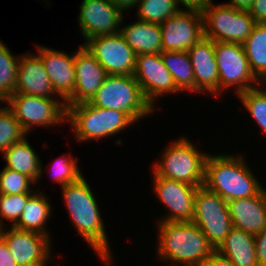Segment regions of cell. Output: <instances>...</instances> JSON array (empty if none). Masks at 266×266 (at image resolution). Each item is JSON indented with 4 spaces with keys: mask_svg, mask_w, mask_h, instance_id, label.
I'll return each mask as SVG.
<instances>
[{
    "mask_svg": "<svg viewBox=\"0 0 266 266\" xmlns=\"http://www.w3.org/2000/svg\"><path fill=\"white\" fill-rule=\"evenodd\" d=\"M73 227L100 257L106 266L113 265L109 236L102 219L100 206L92 188L83 176L78 182L60 188ZM99 206V207H98ZM102 259V260H101Z\"/></svg>",
    "mask_w": 266,
    "mask_h": 266,
    "instance_id": "obj_1",
    "label": "cell"
},
{
    "mask_svg": "<svg viewBox=\"0 0 266 266\" xmlns=\"http://www.w3.org/2000/svg\"><path fill=\"white\" fill-rule=\"evenodd\" d=\"M158 224V225H157ZM157 259L170 266H202L215 251L200 228L191 222H157ZM175 264H174V263Z\"/></svg>",
    "mask_w": 266,
    "mask_h": 266,
    "instance_id": "obj_2",
    "label": "cell"
},
{
    "mask_svg": "<svg viewBox=\"0 0 266 266\" xmlns=\"http://www.w3.org/2000/svg\"><path fill=\"white\" fill-rule=\"evenodd\" d=\"M204 186L225 201L257 195L264 186L248 166L244 155L209 154Z\"/></svg>",
    "mask_w": 266,
    "mask_h": 266,
    "instance_id": "obj_3",
    "label": "cell"
},
{
    "mask_svg": "<svg viewBox=\"0 0 266 266\" xmlns=\"http://www.w3.org/2000/svg\"><path fill=\"white\" fill-rule=\"evenodd\" d=\"M67 119L77 142L102 141L119 135L135 121L125 112L96 107L88 102L66 105Z\"/></svg>",
    "mask_w": 266,
    "mask_h": 266,
    "instance_id": "obj_4",
    "label": "cell"
},
{
    "mask_svg": "<svg viewBox=\"0 0 266 266\" xmlns=\"http://www.w3.org/2000/svg\"><path fill=\"white\" fill-rule=\"evenodd\" d=\"M176 140L162 150L160 160L154 162L152 170L162 178L204 186L206 160L210 153L200 151L190 138L180 136Z\"/></svg>",
    "mask_w": 266,
    "mask_h": 266,
    "instance_id": "obj_5",
    "label": "cell"
},
{
    "mask_svg": "<svg viewBox=\"0 0 266 266\" xmlns=\"http://www.w3.org/2000/svg\"><path fill=\"white\" fill-rule=\"evenodd\" d=\"M88 103L96 107L125 112L136 123L156 111L145 99L133 75H107Z\"/></svg>",
    "mask_w": 266,
    "mask_h": 266,
    "instance_id": "obj_6",
    "label": "cell"
},
{
    "mask_svg": "<svg viewBox=\"0 0 266 266\" xmlns=\"http://www.w3.org/2000/svg\"><path fill=\"white\" fill-rule=\"evenodd\" d=\"M4 103L12 111L26 134H30L29 132L35 126L48 128L62 126L67 122V107L59 98L14 93Z\"/></svg>",
    "mask_w": 266,
    "mask_h": 266,
    "instance_id": "obj_7",
    "label": "cell"
},
{
    "mask_svg": "<svg viewBox=\"0 0 266 266\" xmlns=\"http://www.w3.org/2000/svg\"><path fill=\"white\" fill-rule=\"evenodd\" d=\"M204 36L214 42L243 44L254 25L249 11L238 10L226 3H212L203 12Z\"/></svg>",
    "mask_w": 266,
    "mask_h": 266,
    "instance_id": "obj_8",
    "label": "cell"
},
{
    "mask_svg": "<svg viewBox=\"0 0 266 266\" xmlns=\"http://www.w3.org/2000/svg\"><path fill=\"white\" fill-rule=\"evenodd\" d=\"M192 222L205 234L215 250L233 228L228 202L205 186L198 187L195 192Z\"/></svg>",
    "mask_w": 266,
    "mask_h": 266,
    "instance_id": "obj_9",
    "label": "cell"
},
{
    "mask_svg": "<svg viewBox=\"0 0 266 266\" xmlns=\"http://www.w3.org/2000/svg\"><path fill=\"white\" fill-rule=\"evenodd\" d=\"M214 51L219 71V95L232 89L237 96L260 86L261 83L250 70L242 44L214 42Z\"/></svg>",
    "mask_w": 266,
    "mask_h": 266,
    "instance_id": "obj_10",
    "label": "cell"
},
{
    "mask_svg": "<svg viewBox=\"0 0 266 266\" xmlns=\"http://www.w3.org/2000/svg\"><path fill=\"white\" fill-rule=\"evenodd\" d=\"M83 45L104 67L107 75H133L136 54L120 33L96 36Z\"/></svg>",
    "mask_w": 266,
    "mask_h": 266,
    "instance_id": "obj_11",
    "label": "cell"
},
{
    "mask_svg": "<svg viewBox=\"0 0 266 266\" xmlns=\"http://www.w3.org/2000/svg\"><path fill=\"white\" fill-rule=\"evenodd\" d=\"M7 228H0V236L6 242L17 266H47L51 263L52 237L14 227Z\"/></svg>",
    "mask_w": 266,
    "mask_h": 266,
    "instance_id": "obj_12",
    "label": "cell"
},
{
    "mask_svg": "<svg viewBox=\"0 0 266 266\" xmlns=\"http://www.w3.org/2000/svg\"><path fill=\"white\" fill-rule=\"evenodd\" d=\"M155 196L168 208L157 222H191L194 213V198L198 187L176 180L162 178L152 169Z\"/></svg>",
    "mask_w": 266,
    "mask_h": 266,
    "instance_id": "obj_13",
    "label": "cell"
},
{
    "mask_svg": "<svg viewBox=\"0 0 266 266\" xmlns=\"http://www.w3.org/2000/svg\"><path fill=\"white\" fill-rule=\"evenodd\" d=\"M135 80L140 85L145 99L156 108V99L180 93L171 73L164 65L161 53L136 55ZM155 102V103H154Z\"/></svg>",
    "mask_w": 266,
    "mask_h": 266,
    "instance_id": "obj_14",
    "label": "cell"
},
{
    "mask_svg": "<svg viewBox=\"0 0 266 266\" xmlns=\"http://www.w3.org/2000/svg\"><path fill=\"white\" fill-rule=\"evenodd\" d=\"M77 19L80 35L91 39L101 35H114L120 32L124 23V13L109 0H82Z\"/></svg>",
    "mask_w": 266,
    "mask_h": 266,
    "instance_id": "obj_15",
    "label": "cell"
},
{
    "mask_svg": "<svg viewBox=\"0 0 266 266\" xmlns=\"http://www.w3.org/2000/svg\"><path fill=\"white\" fill-rule=\"evenodd\" d=\"M162 51H188L204 37L203 15L193 10H180L161 25Z\"/></svg>",
    "mask_w": 266,
    "mask_h": 266,
    "instance_id": "obj_16",
    "label": "cell"
},
{
    "mask_svg": "<svg viewBox=\"0 0 266 266\" xmlns=\"http://www.w3.org/2000/svg\"><path fill=\"white\" fill-rule=\"evenodd\" d=\"M195 80V94L219 96V71L215 58L214 41L202 37L187 51Z\"/></svg>",
    "mask_w": 266,
    "mask_h": 266,
    "instance_id": "obj_17",
    "label": "cell"
},
{
    "mask_svg": "<svg viewBox=\"0 0 266 266\" xmlns=\"http://www.w3.org/2000/svg\"><path fill=\"white\" fill-rule=\"evenodd\" d=\"M36 48L55 93L66 102L75 87V52L67 54L38 44Z\"/></svg>",
    "mask_w": 266,
    "mask_h": 266,
    "instance_id": "obj_18",
    "label": "cell"
},
{
    "mask_svg": "<svg viewBox=\"0 0 266 266\" xmlns=\"http://www.w3.org/2000/svg\"><path fill=\"white\" fill-rule=\"evenodd\" d=\"M107 76L104 67L82 44L75 52V87L73 95L65 102L75 105L88 102Z\"/></svg>",
    "mask_w": 266,
    "mask_h": 266,
    "instance_id": "obj_19",
    "label": "cell"
},
{
    "mask_svg": "<svg viewBox=\"0 0 266 266\" xmlns=\"http://www.w3.org/2000/svg\"><path fill=\"white\" fill-rule=\"evenodd\" d=\"M15 93L47 98H60L54 90L44 65L36 53H23L17 68Z\"/></svg>",
    "mask_w": 266,
    "mask_h": 266,
    "instance_id": "obj_20",
    "label": "cell"
},
{
    "mask_svg": "<svg viewBox=\"0 0 266 266\" xmlns=\"http://www.w3.org/2000/svg\"><path fill=\"white\" fill-rule=\"evenodd\" d=\"M233 227L253 236L266 227V188L257 195L228 201Z\"/></svg>",
    "mask_w": 266,
    "mask_h": 266,
    "instance_id": "obj_21",
    "label": "cell"
},
{
    "mask_svg": "<svg viewBox=\"0 0 266 266\" xmlns=\"http://www.w3.org/2000/svg\"><path fill=\"white\" fill-rule=\"evenodd\" d=\"M132 23L122 25L120 34L126 43L139 54H158L162 52V32L159 24L136 19ZM126 25V26H125Z\"/></svg>",
    "mask_w": 266,
    "mask_h": 266,
    "instance_id": "obj_22",
    "label": "cell"
},
{
    "mask_svg": "<svg viewBox=\"0 0 266 266\" xmlns=\"http://www.w3.org/2000/svg\"><path fill=\"white\" fill-rule=\"evenodd\" d=\"M27 137L28 135L14 143L1 156L6 162L5 168L25 174L37 184L38 181L40 182L45 168Z\"/></svg>",
    "mask_w": 266,
    "mask_h": 266,
    "instance_id": "obj_23",
    "label": "cell"
},
{
    "mask_svg": "<svg viewBox=\"0 0 266 266\" xmlns=\"http://www.w3.org/2000/svg\"><path fill=\"white\" fill-rule=\"evenodd\" d=\"M41 187L28 198L18 222L13 226L16 229L32 231L50 237L47 221L51 217L53 208L49 198L40 192Z\"/></svg>",
    "mask_w": 266,
    "mask_h": 266,
    "instance_id": "obj_24",
    "label": "cell"
},
{
    "mask_svg": "<svg viewBox=\"0 0 266 266\" xmlns=\"http://www.w3.org/2000/svg\"><path fill=\"white\" fill-rule=\"evenodd\" d=\"M216 251L236 266H259L254 236L235 227L230 230Z\"/></svg>",
    "mask_w": 266,
    "mask_h": 266,
    "instance_id": "obj_25",
    "label": "cell"
},
{
    "mask_svg": "<svg viewBox=\"0 0 266 266\" xmlns=\"http://www.w3.org/2000/svg\"><path fill=\"white\" fill-rule=\"evenodd\" d=\"M249 67L262 84L266 81V23H256L242 44Z\"/></svg>",
    "mask_w": 266,
    "mask_h": 266,
    "instance_id": "obj_26",
    "label": "cell"
},
{
    "mask_svg": "<svg viewBox=\"0 0 266 266\" xmlns=\"http://www.w3.org/2000/svg\"><path fill=\"white\" fill-rule=\"evenodd\" d=\"M161 57L180 93L195 92L193 66L187 51H162Z\"/></svg>",
    "mask_w": 266,
    "mask_h": 266,
    "instance_id": "obj_27",
    "label": "cell"
},
{
    "mask_svg": "<svg viewBox=\"0 0 266 266\" xmlns=\"http://www.w3.org/2000/svg\"><path fill=\"white\" fill-rule=\"evenodd\" d=\"M8 46L0 40V105L15 93L17 68L21 55H12Z\"/></svg>",
    "mask_w": 266,
    "mask_h": 266,
    "instance_id": "obj_28",
    "label": "cell"
},
{
    "mask_svg": "<svg viewBox=\"0 0 266 266\" xmlns=\"http://www.w3.org/2000/svg\"><path fill=\"white\" fill-rule=\"evenodd\" d=\"M180 10L177 0H140L136 8V18L161 25Z\"/></svg>",
    "mask_w": 266,
    "mask_h": 266,
    "instance_id": "obj_29",
    "label": "cell"
},
{
    "mask_svg": "<svg viewBox=\"0 0 266 266\" xmlns=\"http://www.w3.org/2000/svg\"><path fill=\"white\" fill-rule=\"evenodd\" d=\"M259 87L239 93L236 98H239L245 110L249 112V116L251 115L259 128L262 129L260 132L266 135V88H264L265 84L263 83Z\"/></svg>",
    "mask_w": 266,
    "mask_h": 266,
    "instance_id": "obj_30",
    "label": "cell"
},
{
    "mask_svg": "<svg viewBox=\"0 0 266 266\" xmlns=\"http://www.w3.org/2000/svg\"><path fill=\"white\" fill-rule=\"evenodd\" d=\"M63 155L56 158L51 165H48L50 169L48 173L50 174V171L53 173L52 180L57 182L60 188L78 182L83 177L78 166V158H75L73 154L68 155L66 153Z\"/></svg>",
    "mask_w": 266,
    "mask_h": 266,
    "instance_id": "obj_31",
    "label": "cell"
},
{
    "mask_svg": "<svg viewBox=\"0 0 266 266\" xmlns=\"http://www.w3.org/2000/svg\"><path fill=\"white\" fill-rule=\"evenodd\" d=\"M27 134L12 111L0 106V153L1 155L14 143L21 141Z\"/></svg>",
    "mask_w": 266,
    "mask_h": 266,
    "instance_id": "obj_32",
    "label": "cell"
},
{
    "mask_svg": "<svg viewBox=\"0 0 266 266\" xmlns=\"http://www.w3.org/2000/svg\"><path fill=\"white\" fill-rule=\"evenodd\" d=\"M36 183L27 175L9 168L0 171V194L15 195L19 193H34L37 189L31 185Z\"/></svg>",
    "mask_w": 266,
    "mask_h": 266,
    "instance_id": "obj_33",
    "label": "cell"
},
{
    "mask_svg": "<svg viewBox=\"0 0 266 266\" xmlns=\"http://www.w3.org/2000/svg\"><path fill=\"white\" fill-rule=\"evenodd\" d=\"M32 194L33 193H19L15 195L0 194V228L5 227V221L11 222V227L18 222L24 206Z\"/></svg>",
    "mask_w": 266,
    "mask_h": 266,
    "instance_id": "obj_34",
    "label": "cell"
},
{
    "mask_svg": "<svg viewBox=\"0 0 266 266\" xmlns=\"http://www.w3.org/2000/svg\"><path fill=\"white\" fill-rule=\"evenodd\" d=\"M254 241L258 265L266 266V227L258 235L254 236Z\"/></svg>",
    "mask_w": 266,
    "mask_h": 266,
    "instance_id": "obj_35",
    "label": "cell"
},
{
    "mask_svg": "<svg viewBox=\"0 0 266 266\" xmlns=\"http://www.w3.org/2000/svg\"><path fill=\"white\" fill-rule=\"evenodd\" d=\"M179 7L182 10H193L198 12H203L206 8H208L212 3L213 0H177Z\"/></svg>",
    "mask_w": 266,
    "mask_h": 266,
    "instance_id": "obj_36",
    "label": "cell"
},
{
    "mask_svg": "<svg viewBox=\"0 0 266 266\" xmlns=\"http://www.w3.org/2000/svg\"><path fill=\"white\" fill-rule=\"evenodd\" d=\"M249 13L256 23H266V0H254Z\"/></svg>",
    "mask_w": 266,
    "mask_h": 266,
    "instance_id": "obj_37",
    "label": "cell"
},
{
    "mask_svg": "<svg viewBox=\"0 0 266 266\" xmlns=\"http://www.w3.org/2000/svg\"><path fill=\"white\" fill-rule=\"evenodd\" d=\"M202 266H236L230 259L216 250L203 262Z\"/></svg>",
    "mask_w": 266,
    "mask_h": 266,
    "instance_id": "obj_38",
    "label": "cell"
},
{
    "mask_svg": "<svg viewBox=\"0 0 266 266\" xmlns=\"http://www.w3.org/2000/svg\"><path fill=\"white\" fill-rule=\"evenodd\" d=\"M0 266H17L14 258L12 257L9 248L4 241V239L0 236Z\"/></svg>",
    "mask_w": 266,
    "mask_h": 266,
    "instance_id": "obj_39",
    "label": "cell"
},
{
    "mask_svg": "<svg viewBox=\"0 0 266 266\" xmlns=\"http://www.w3.org/2000/svg\"><path fill=\"white\" fill-rule=\"evenodd\" d=\"M117 9H120L123 13L124 11H131L140 2V0H109Z\"/></svg>",
    "mask_w": 266,
    "mask_h": 266,
    "instance_id": "obj_40",
    "label": "cell"
},
{
    "mask_svg": "<svg viewBox=\"0 0 266 266\" xmlns=\"http://www.w3.org/2000/svg\"><path fill=\"white\" fill-rule=\"evenodd\" d=\"M253 2L254 0H230L224 3L241 11H249L253 5Z\"/></svg>",
    "mask_w": 266,
    "mask_h": 266,
    "instance_id": "obj_41",
    "label": "cell"
}]
</instances>
